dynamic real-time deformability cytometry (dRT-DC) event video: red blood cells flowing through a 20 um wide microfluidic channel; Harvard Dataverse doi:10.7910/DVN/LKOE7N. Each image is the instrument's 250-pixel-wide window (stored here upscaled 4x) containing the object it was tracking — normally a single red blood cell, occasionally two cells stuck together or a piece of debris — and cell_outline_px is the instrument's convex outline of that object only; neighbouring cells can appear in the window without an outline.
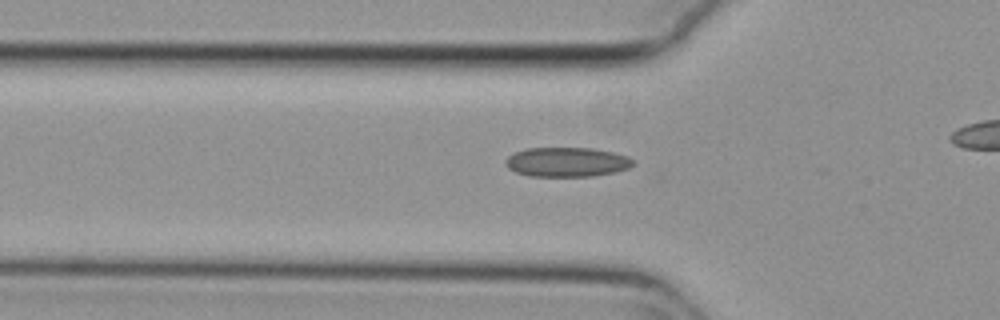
{"species": "common noctule bat (a hibernating species)", "species_latin": "Nyctalus noctula", "temperature_condition": "cold", "stored_images_in_passage": 17, "camera_frame_rate_fps": 3000, "um_per_image_px": 0.085, "animal": {"sex": "female", "body_mass_g": 29.2, "forearm_length_mm": 56.3}, "frame": {"image": 1, "passage_image": 10, "time_ms": 3.0, "image_size_px": [1000, 320], "cell_outline_px": [[632, 164], [628, 168], [616, 172], [592, 176], [528, 176], [516, 172], [508, 168], [504, 164], [504, 160], [508, 156], [516, 152], [528, 148], [592, 148], [612, 152], [628, 156], [632, 160]], "centroid_in_image_um": [48.15, 13.77], "position_along_channel_um": 77.7, "area_um2": 21.85}}
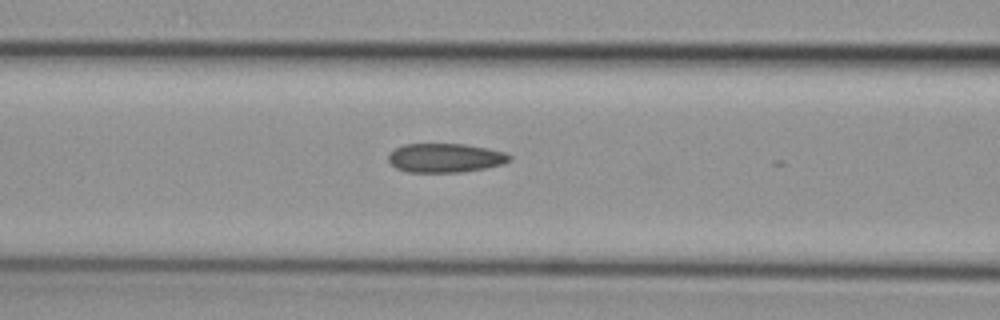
{"frame": {"image": 2, "passage_image": 14, "time_ms": 4.333, "image_size_px": [1000, 320], "cell_outline_px": [[512, 160], [504, 164], [484, 168], [460, 172], [408, 172], [396, 168], [388, 160], [388, 152], [404, 144], [464, 144], [488, 148], [504, 152], [512, 156]], "centroid_in_image_um": [37.85, 13.42], "position_along_channel_um": 128.7, "area_um2": 20.58}}